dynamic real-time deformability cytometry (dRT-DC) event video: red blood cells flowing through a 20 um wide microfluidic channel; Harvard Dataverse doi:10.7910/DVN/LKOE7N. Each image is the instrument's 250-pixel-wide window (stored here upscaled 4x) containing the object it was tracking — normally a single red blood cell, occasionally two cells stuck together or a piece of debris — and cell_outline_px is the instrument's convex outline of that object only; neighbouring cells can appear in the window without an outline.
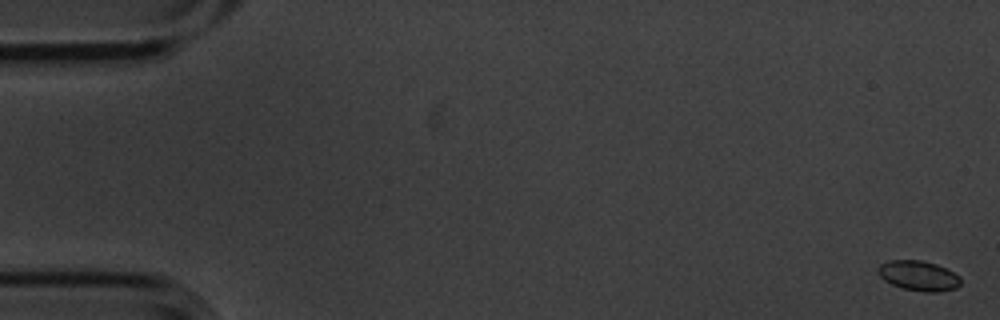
{"species": "common noctule bat (a hibernating species)", "species_latin": "Nyctalus noctula", "temperature_condition": "cold", "stored_images_in_passage": 16, "segment_of_instrument_passage": [1, 2], "camera_frame_rate_fps": 3000, "um_per_image_px": 0.085, "animal": {"sex": "male", "body_mass_g": 20.1, "forearm_length_mm": 53.5}, "frame": {"image": 1, "passage_image": 1, "time_ms": 0.0, "image_size_px": [1000, 320], "cell_outline_px": [[960, 284], [956, 288], [940, 292], [924, 292], [900, 288], [884, 280], [880, 276], [880, 264], [888, 260], [920, 260], [936, 264], [960, 276]], "centroid_in_image_um": [78.09, 23.45], "position_along_channel_um": 6.9, "area_um2": 14.33}}
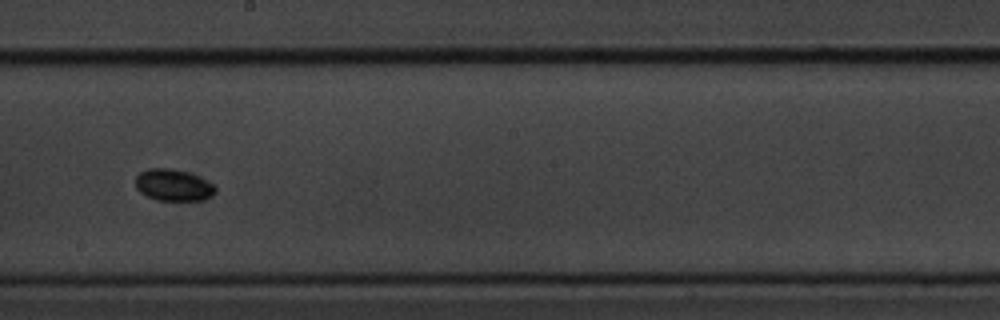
{"frame": {"image": 2, "passage_image": 9, "time_ms": 2.667, "image_size_px": [1000, 320], "cell_outline_px": [[216, 192], [212, 196], [204, 200], [156, 200], [140, 192], [136, 188], [136, 176], [140, 172], [148, 168], [172, 168], [208, 180], [216, 184]], "centroid_in_image_um": [14.76, 15.74], "position_along_channel_um": 233.4, "area_um2": 14.8}}
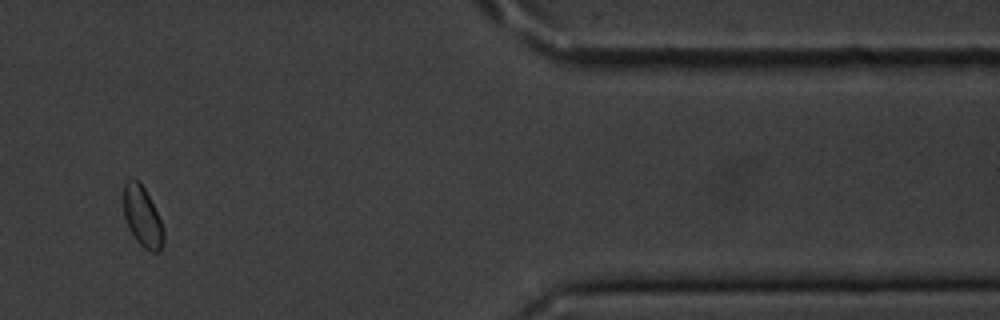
{"frame": {"image": 3, "passage_image": 14, "time_ms": 4.333, "image_size_px": [1000, 320], "cell_outline_px": [[164, 240], [160, 252], [152, 252], [144, 248], [136, 240], [128, 228], [124, 216], [124, 184], [128, 180], [136, 180], [144, 188], [164, 228]], "centroid_in_image_um": [12.11, 18.48], "position_along_channel_um": 399.3, "area_um2": 13.81}}